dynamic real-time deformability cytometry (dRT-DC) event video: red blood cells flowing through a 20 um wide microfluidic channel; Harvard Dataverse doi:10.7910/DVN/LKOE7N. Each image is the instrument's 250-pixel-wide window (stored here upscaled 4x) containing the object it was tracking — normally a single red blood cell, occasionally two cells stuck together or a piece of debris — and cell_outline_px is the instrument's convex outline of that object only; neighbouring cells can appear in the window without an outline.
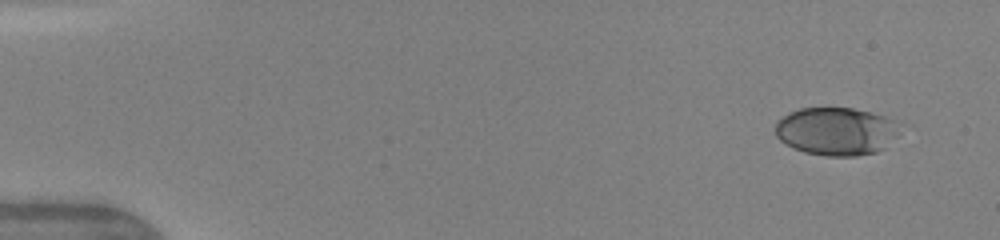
{"species": "human", "species_latin": "Homo sapiens", "temperature_condition": "warm", "stored_images_in_passage": 47, "segment_of_instrument_passage": [1, 2], "camera_frame_rate_fps": 3000, "um_per_image_px": 0.085, "donor": {"sex": "female"}, "frame": {"image": 1, "passage_image": 1, "time_ms": 0.0, "image_size_px": [1000, 240], "cell_outline_px": [[896, 136], [884, 148], [876, 152], [856, 156], [828, 156], [804, 152], [792, 148], [780, 140], [776, 136], [776, 124], [788, 112], [800, 108], [852, 108], [872, 112], [884, 116], [892, 120]], "centroid_in_image_um": [71.01, 11.16], "position_along_channel_um": 14.0, "area_um2": 34.33}}
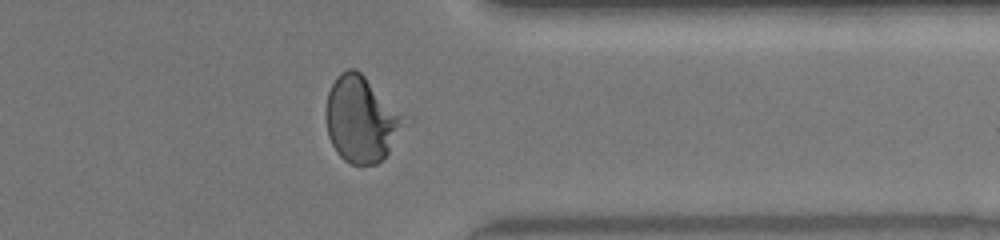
{"frame": {"image": 2, "passage_image": 37, "time_ms": 12.0, "image_size_px": [1000, 240], "cell_outline_px": [[412, 120], [388, 152], [376, 164], [352, 164], [344, 160], [336, 152], [328, 136], [324, 116], [324, 112], [328, 92], [336, 76], [340, 72], [348, 68], [356, 68]], "centroid_in_image_um": [30.74, 10.12], "position_along_channel_um": 380.7, "area_um2": 40.11}}
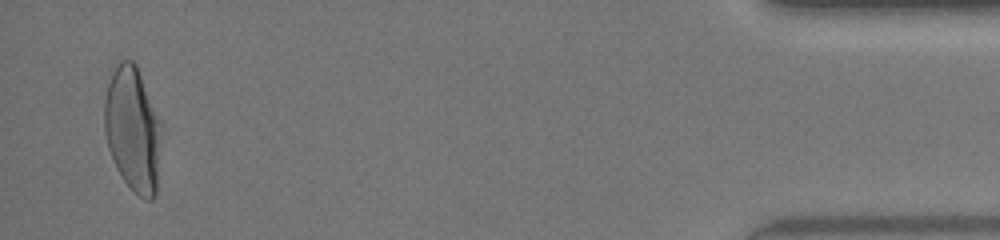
{"frame": {"image": 3, "passage_image": 45, "time_ms": 14.667, "image_size_px": [1000, 240], "cell_outline_px": [[160, 124], [156, 196], [152, 200], [148, 200], [140, 196], [124, 180], [116, 168], [108, 148], [104, 128], [104, 96], [112, 72], [120, 60], [132, 60], [136, 64]], "centroid_in_image_um": [11.24, 10.98], "position_along_channel_um": 424.0, "area_um2": 40.52}}